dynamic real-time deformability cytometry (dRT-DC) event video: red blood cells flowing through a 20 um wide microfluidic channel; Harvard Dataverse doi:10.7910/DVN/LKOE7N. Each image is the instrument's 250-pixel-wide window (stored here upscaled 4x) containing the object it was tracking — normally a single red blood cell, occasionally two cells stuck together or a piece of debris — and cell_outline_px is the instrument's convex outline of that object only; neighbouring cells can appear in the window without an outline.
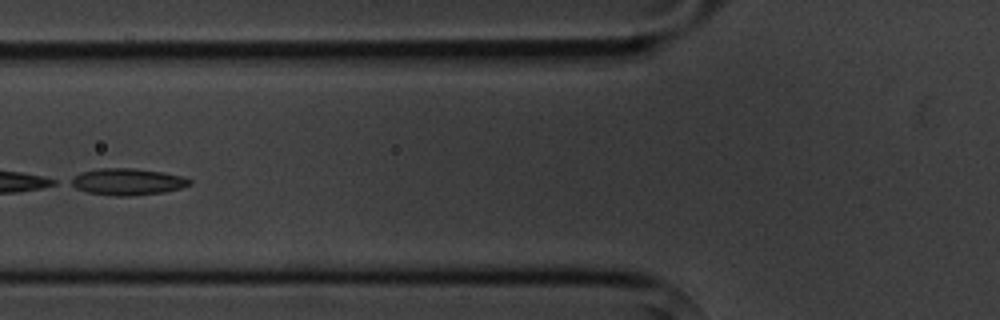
{"species": "common noctule bat (a hibernating species)", "species_latin": "Nyctalus noctula", "temperature_condition": "cold", "stored_images_in_passage": 6, "camera_frame_rate_fps": 3000, "um_per_image_px": 0.085, "animal": {"sex": "male", "body_mass_g": 20.1, "forearm_length_mm": 53.5}, "frame": {"image": 1, "passage_image": 6, "time_ms": 6.667, "image_size_px": [1000, 320], "cell_outline_px": [[192, 184], [180, 188], [164, 192], [132, 196], [116, 196], [88, 192], [76, 188], [68, 184], [64, 180], [80, 172], [100, 168], [136, 168], [160, 172], [180, 176], [192, 180]], "centroid_in_image_um": [10.74, 15.44], "position_along_channel_um": 115.1, "area_um2": 18.67}}